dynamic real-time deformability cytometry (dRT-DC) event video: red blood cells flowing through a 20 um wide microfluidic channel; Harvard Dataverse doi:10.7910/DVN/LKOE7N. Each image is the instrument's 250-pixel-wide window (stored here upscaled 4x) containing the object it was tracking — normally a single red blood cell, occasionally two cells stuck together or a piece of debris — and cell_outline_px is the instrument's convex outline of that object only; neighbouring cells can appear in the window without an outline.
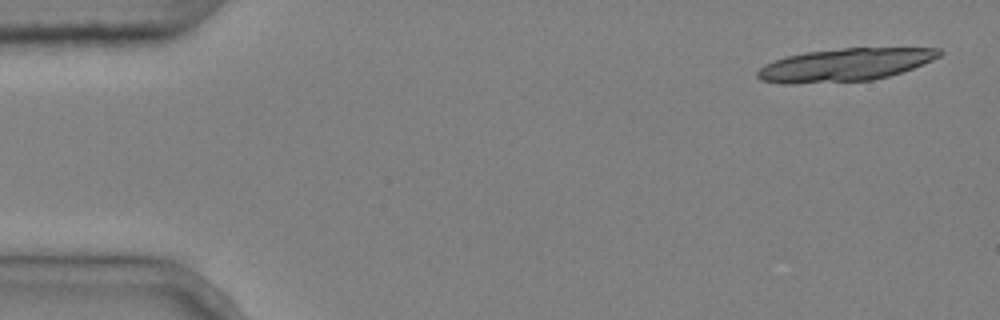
{"species": "common noctule bat (a hibernating species)", "species_latin": "Nyctalus noctula", "temperature_condition": "cold", "stored_images_in_passage": 5, "camera_frame_rate_fps": 3000, "um_per_image_px": 0.085, "animal": {"sex": "male", "body_mass_g": 20.4}, "frame": {"image": 1, "passage_image": 1, "time_ms": 0.0, "image_size_px": [1000, 320], "cell_outline_px": [[944, 52], [940, 56], [932, 60], [912, 68], [888, 76], [872, 80], [792, 84], [780, 84], [760, 80], [756, 76], [756, 72], [764, 64], [784, 56], [808, 52], [844, 48], [940, 48]], "centroid_in_image_um": [71.77, 5.51], "position_along_channel_um": 13.2, "area_um2": 34.74}}